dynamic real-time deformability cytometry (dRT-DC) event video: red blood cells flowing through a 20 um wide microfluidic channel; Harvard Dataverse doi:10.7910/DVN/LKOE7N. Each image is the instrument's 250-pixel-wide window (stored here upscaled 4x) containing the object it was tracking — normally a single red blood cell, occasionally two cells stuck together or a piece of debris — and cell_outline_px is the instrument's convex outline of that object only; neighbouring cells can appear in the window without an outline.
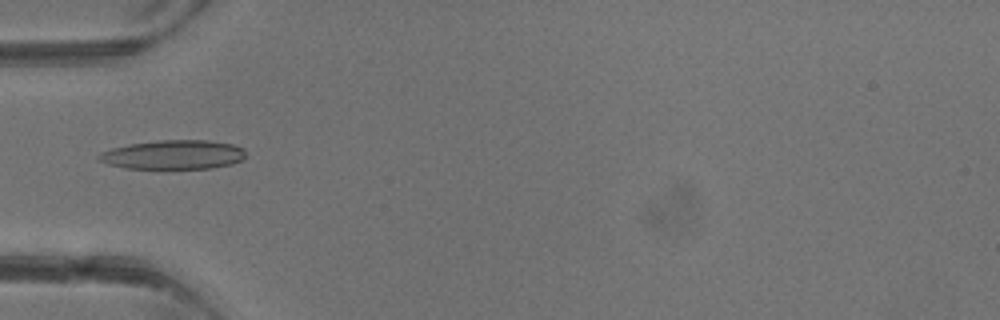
{"species": "common noctule bat (a hibernating species)", "species_latin": "Nyctalus noctula", "temperature_condition": "warm", "stored_images_in_passage": 4, "camera_frame_rate_fps": 3000, "um_per_image_px": 0.085, "animal": {"sex": "male", "body_mass_g": 13.3}, "frame": {"image": 1, "passage_image": 4, "time_ms": 4.0, "image_size_px": [1000, 320], "cell_outline_px": [[244, 160], [232, 164], [212, 168], [124, 168], [108, 164], [100, 160], [96, 156], [100, 152], [112, 148], [128, 144], [160, 140], [208, 140], [232, 144], [244, 148]], "centroid_in_image_um": [14.74, 13.14], "position_along_channel_um": 70.3, "area_um2": 24.97}}